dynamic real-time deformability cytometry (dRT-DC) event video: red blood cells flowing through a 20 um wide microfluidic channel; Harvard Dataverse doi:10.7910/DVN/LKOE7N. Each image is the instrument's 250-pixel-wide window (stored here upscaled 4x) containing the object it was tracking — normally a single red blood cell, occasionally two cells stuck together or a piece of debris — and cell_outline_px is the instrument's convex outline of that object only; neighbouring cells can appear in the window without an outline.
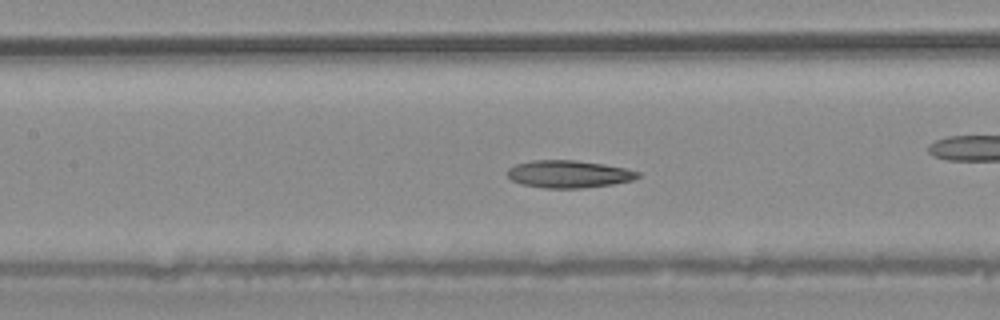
{"species": "common noctule bat (a hibernating species)", "species_latin": "Nyctalus noctula", "temperature_condition": "warm", "stored_images_in_passage": 43, "camera_frame_rate_fps": 3000, "um_per_image_px": 0.085, "animal": {"sex": "male", "body_mass_g": 20.4}, "frame": {"image": 1, "passage_image": 19, "time_ms": 6.0, "image_size_px": [1000, 320], "cell_outline_px": [[640, 176], [632, 180], [612, 184], [584, 188], [544, 188], [520, 184], [512, 180], [508, 176], [508, 168], [516, 164], [532, 160], [576, 160], [604, 164], [624, 168], [640, 172]], "centroid_in_image_um": [48.33, 14.79], "position_along_channel_um": 159.1, "area_um2": 20.87}}
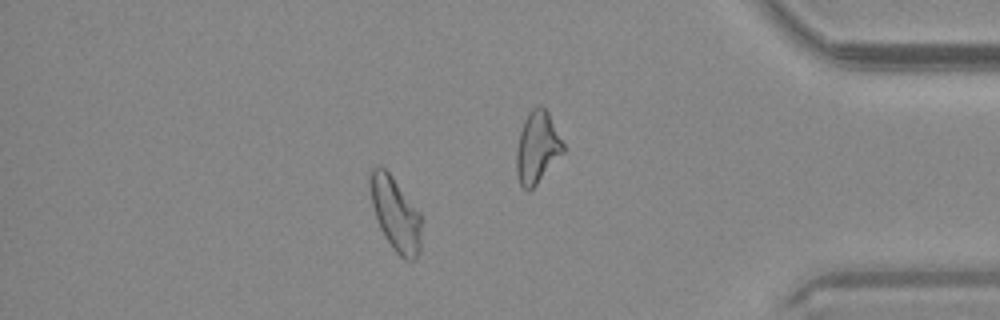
{"frame": {"image": 2, "passage_image": 37, "time_ms": 12.0, "image_size_px": [1000, 320], "cell_outline_px": [[420, 252], [412, 260], [404, 260], [392, 248], [384, 236], [380, 228], [372, 204], [368, 184], [368, 172], [376, 164], [380, 164], [392, 176], [420, 212]], "centroid_in_image_um": [33.57, 18.13], "position_along_channel_um": 401.6, "area_um2": 22.2}}